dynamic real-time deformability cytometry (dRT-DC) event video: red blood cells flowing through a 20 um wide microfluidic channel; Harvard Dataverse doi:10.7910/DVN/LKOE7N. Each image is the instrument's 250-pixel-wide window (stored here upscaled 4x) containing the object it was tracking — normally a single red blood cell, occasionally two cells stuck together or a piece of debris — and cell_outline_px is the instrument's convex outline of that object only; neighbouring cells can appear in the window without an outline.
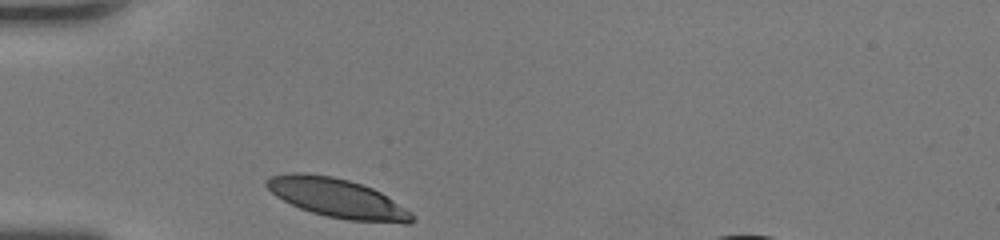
{"species": "human", "species_latin": "Homo sapiens", "temperature_condition": "room temperature", "stored_images_in_passage": 25, "camera_frame_rate_fps": 3000, "um_per_image_px": 0.085, "donor": {"sex": "female"}, "frame": {"image": 1, "passage_image": 1, "time_ms": 0.0, "image_size_px": [1000, 240], "cell_outline_px": [[416, 220], [408, 224], [404, 224], [348, 220], [328, 216], [312, 212], [300, 208], [276, 196], [264, 184], [264, 180], [272, 176], [288, 172], [304, 172], [332, 176], [348, 180], [372, 188], [380, 192], [412, 212], [416, 216]], "centroid_in_image_um": [28.7, 16.84], "position_along_channel_um": 56.3, "area_um2": 33.23}}
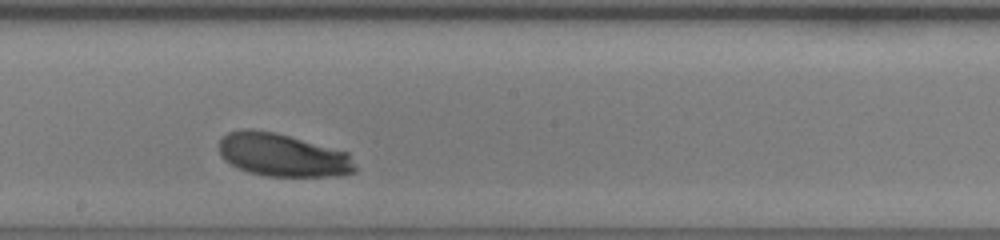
{"frame": {"image": 2, "passage_image": 14, "time_ms": 4.333, "image_size_px": [1000, 240], "cell_outline_px": [[356, 172], [336, 176], [268, 176], [248, 172], [224, 160], [220, 152], [220, 140], [228, 132], [248, 128], [252, 128], [276, 132], [348, 152], [356, 168]], "centroid_in_image_um": [24.03, 13.17], "position_along_channel_um": 224.2, "area_um2": 34.04}}
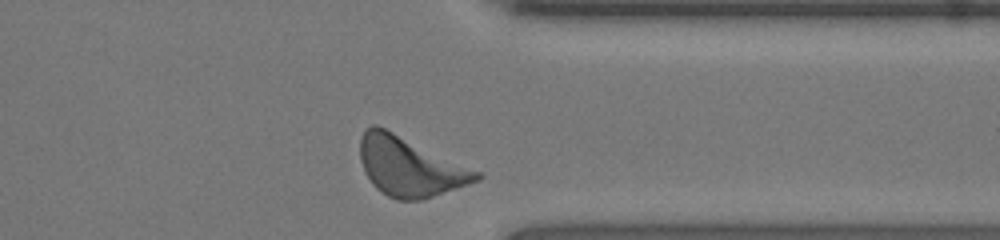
{"frame": {"image": 3, "passage_image": 25, "time_ms": 8.0, "image_size_px": [1000, 240], "cell_outline_px": [[484, 176], [480, 180], [424, 200], [396, 200], [388, 196], [376, 188], [372, 184], [364, 172], [360, 160], [360, 140], [364, 132], [372, 124], [376, 124], [480, 172]], "centroid_in_image_um": [34.82, 14.19], "position_along_channel_um": 376.6, "area_um2": 39.88}, "authors_computed_cell_mechanics": {"area_um2": 34.3332, "velocity_mm_per_s": 4.1947, "shape_relaxation_time_tau1_ms": 1.7811, "shape_relaxation_time_tau2_ms": null, "deformation_change_tau1": 0.1093, "deformation_change_tau2": null}}